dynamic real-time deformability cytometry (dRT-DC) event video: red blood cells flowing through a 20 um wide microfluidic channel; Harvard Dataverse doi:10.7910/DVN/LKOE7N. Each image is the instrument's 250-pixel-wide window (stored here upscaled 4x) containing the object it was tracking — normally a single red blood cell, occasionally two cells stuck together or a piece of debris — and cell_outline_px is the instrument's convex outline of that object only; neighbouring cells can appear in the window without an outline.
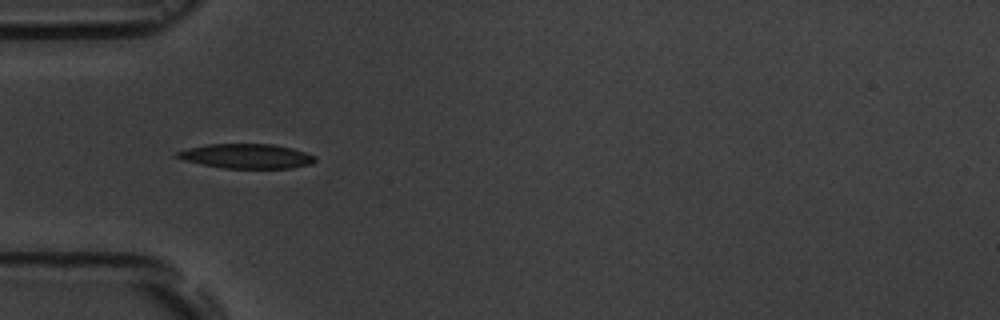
{"species": "common noctule bat (a hibernating species)", "species_latin": "Nyctalus noctula", "temperature_condition": "room temperature", "stored_images_in_passage": 3, "camera_frame_rate_fps": 3000, "um_per_image_px": 0.085, "animal": {"sex": "male", "body_mass_g": 19.5, "forearm_length_mm": 54.6}, "frame": {"image": 1, "passage_image": 3, "time_ms": 2.333, "image_size_px": [1000, 320], "cell_outline_px": [[316, 160], [312, 164], [288, 168], [224, 168], [184, 160], [176, 156], [176, 152], [188, 148], [208, 144], [276, 144], [292, 148], [316, 156]], "centroid_in_image_um": [20.99, 13.26], "position_along_channel_um": 64.0, "area_um2": 19.59}}